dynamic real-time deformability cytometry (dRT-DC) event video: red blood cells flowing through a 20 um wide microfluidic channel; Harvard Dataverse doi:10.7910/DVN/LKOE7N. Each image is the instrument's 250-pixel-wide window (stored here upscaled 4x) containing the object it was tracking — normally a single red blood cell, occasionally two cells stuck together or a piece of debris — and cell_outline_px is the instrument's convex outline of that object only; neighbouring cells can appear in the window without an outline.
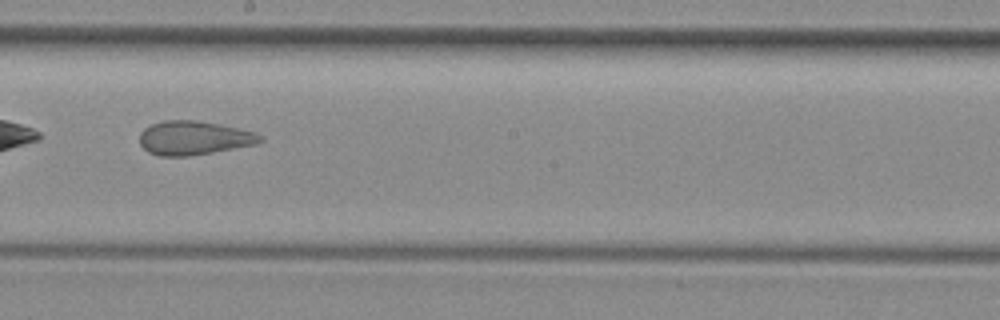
{"species": "common noctule bat (a hibernating species)", "species_latin": "Nyctalus noctula", "temperature_condition": "room temperature", "stored_images_in_passage": 28, "camera_frame_rate_fps": 3000, "um_per_image_px": 0.085, "animal": {"sex": "female", "body_mass_g": 29.2, "forearm_length_mm": 56.3}, "frame": {"image": 1, "passage_image": 13, "time_ms": 4.0, "image_size_px": [1000, 320], "cell_outline_px": [[264, 140], [256, 144], [212, 152], [188, 156], [160, 156], [148, 152], [140, 144], [140, 132], [144, 128], [152, 124], [164, 120], [196, 120], [256, 132]], "centroid_in_image_um": [16.45, 11.73], "position_along_channel_um": 231.8, "area_um2": 23.58}}
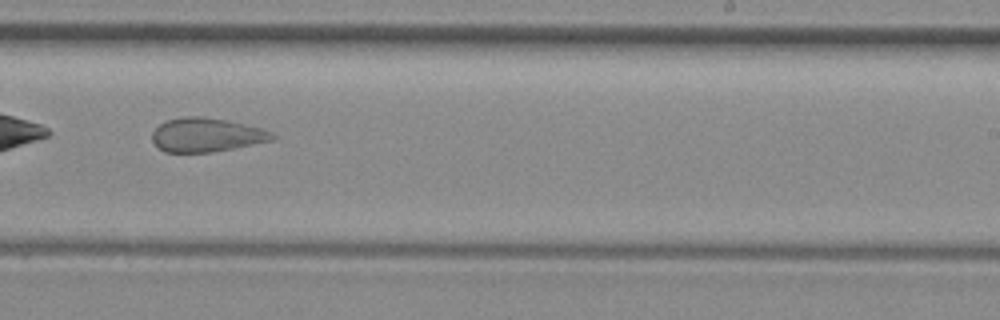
{"frame": {"image": 2, "passage_image": 16, "time_ms": 5.0, "image_size_px": [1000, 320], "cell_outline_px": [[276, 136], [272, 140], [212, 152], [164, 152], [152, 140], [152, 132], [160, 124], [168, 120], [184, 116], [200, 116], [224, 120], [264, 128], [272, 132]], "centroid_in_image_um": [17.54, 11.46], "position_along_channel_um": 271.5, "area_um2": 23.47}}